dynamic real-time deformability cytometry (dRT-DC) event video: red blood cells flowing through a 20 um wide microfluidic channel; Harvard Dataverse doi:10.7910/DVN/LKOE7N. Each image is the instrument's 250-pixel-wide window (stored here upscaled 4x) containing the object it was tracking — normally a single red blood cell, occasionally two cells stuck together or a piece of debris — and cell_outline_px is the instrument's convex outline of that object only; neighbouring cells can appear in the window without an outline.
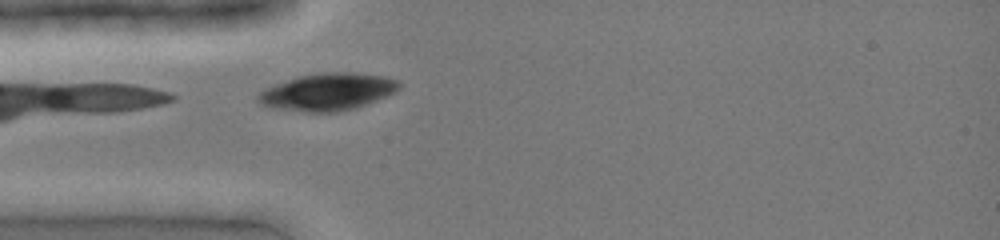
{"species": "common noctule bat (a hibernating species)", "species_latin": "Nyctalus noctula", "temperature_condition": "cold", "stored_images_in_passage": 28, "camera_frame_rate_fps": 3000, "um_per_image_px": 0.085, "animal": {"sex": "female", "body_mass_g": 19.0, "forearm_length_mm": 51.5}, "frame": {"image": 1, "passage_image": 2, "time_ms": 0.333, "image_size_px": [1000, 240], "cell_outline_px": [[400, 88], [396, 92], [368, 104], [356, 108], [336, 112], [304, 112], [268, 108], [260, 104], [256, 100], [256, 96], [264, 88], [300, 76], [324, 72], [352, 72], [384, 76], [400, 80]], "centroid_in_image_um": [27.85, 7.82], "position_along_channel_um": 57.1, "area_um2": 30.92}}
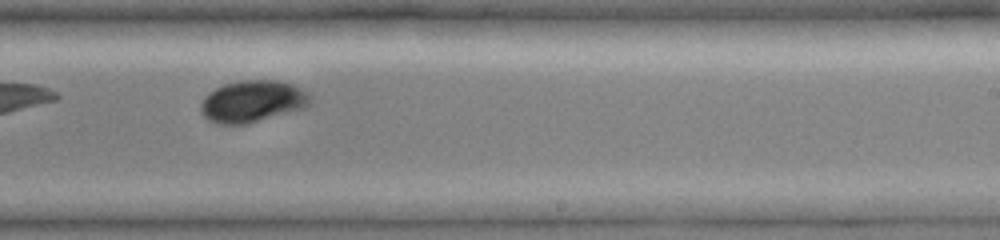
{"frame": {"image": 2, "passage_image": 16, "time_ms": 5.0, "image_size_px": [1000, 240], "cell_outline_px": [[312, 96], [308, 104], [304, 108], [248, 124], [216, 124], [208, 120], [200, 112], [200, 104], [204, 96], [208, 92], [224, 84], [240, 80], [276, 80], [292, 84], [308, 92]], "centroid_in_image_um": [21.43, 8.62], "position_along_channel_um": 267.6, "area_um2": 26.88}}
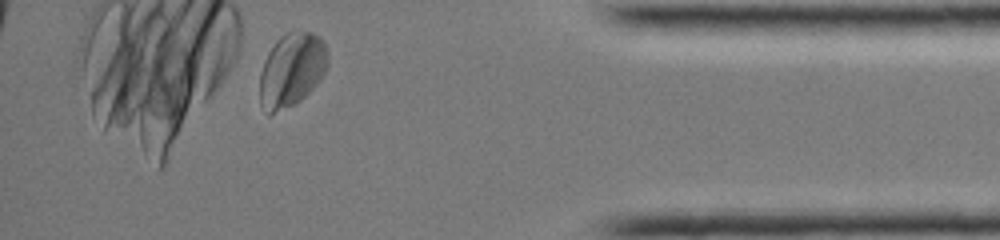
{"frame": {"image": 3, "passage_image": 27, "time_ms": 8.667, "image_size_px": [1000, 240], "cell_outline_px": [[328, 64], [320, 80], [300, 100], [268, 116], [260, 104], [260, 72], [264, 60], [268, 52], [276, 40], [284, 32], [312, 32], [320, 36], [324, 40], [328, 52]], "centroid_in_image_um": [24.79, 5.91], "position_along_channel_um": 410.4, "area_um2": 29.36}}